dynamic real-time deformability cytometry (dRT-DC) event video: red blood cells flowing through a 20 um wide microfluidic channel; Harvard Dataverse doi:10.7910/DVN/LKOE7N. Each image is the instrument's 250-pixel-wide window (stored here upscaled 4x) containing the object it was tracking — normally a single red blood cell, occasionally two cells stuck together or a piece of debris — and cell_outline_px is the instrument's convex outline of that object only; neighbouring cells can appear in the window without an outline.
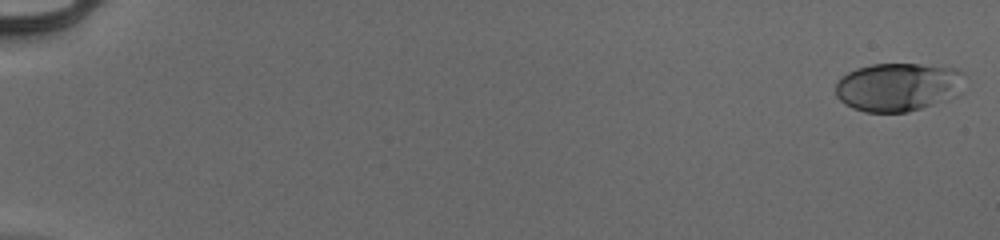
{"species": "human", "species_latin": "Homo sapiens", "temperature_condition": "cold", "stored_images_in_passage": 54, "camera_frame_rate_fps": 3000, "um_per_image_px": 0.085, "donor": {"sex": "male"}, "frame": {"image": 1, "passage_image": 1, "time_ms": 0.0, "image_size_px": [1000, 240], "cell_outline_px": [[964, 72], [956, 96], [908, 112], [864, 112], [852, 108], [844, 104], [836, 96], [836, 84], [840, 76], [856, 68], [872, 64], [920, 64], [960, 68]], "centroid_in_image_um": [76.29, 7.38], "position_along_channel_um": 8.7, "area_um2": 36.41}}
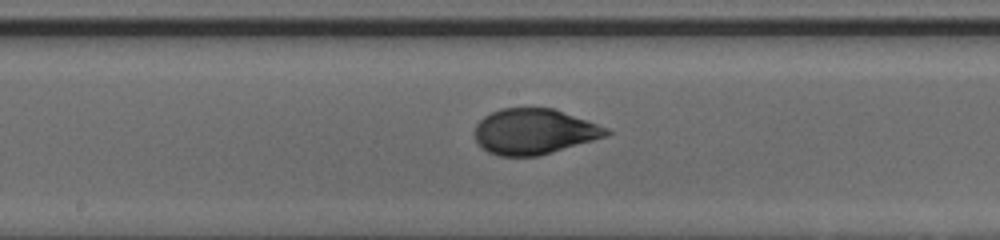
{"frame": {"image": 2, "passage_image": 31, "time_ms": 10.0, "image_size_px": [1000, 240], "cell_outline_px": [[612, 132], [608, 136], [540, 156], [500, 156], [488, 152], [476, 140], [472, 132], [476, 124], [484, 116], [500, 108], [552, 108], [608, 128]], "centroid_in_image_um": [45.38, 11.19], "position_along_channel_um": 202.8, "area_um2": 34.97}}
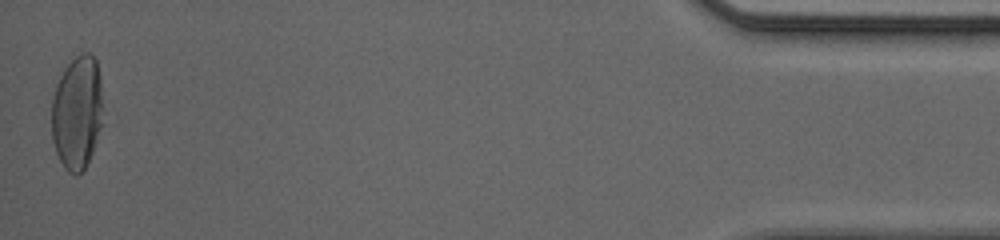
{"frame": {"image": 3, "passage_image": 54, "time_ms": 17.667, "image_size_px": [1000, 240], "cell_outline_px": [[100, 128], [92, 152], [84, 168], [76, 176], [72, 176], [64, 168], [56, 152], [52, 140], [52, 100], [56, 84], [64, 68], [80, 52], [88, 52], [96, 60], [100, 76]], "centroid_in_image_um": [6.51, 9.57], "position_along_channel_um": 428.7, "area_um2": 33.58}, "authors_computed_cell_mechanics": {"area_um2": 34.5644, "velocity_mm_per_s": 3.961, "shape_relaxation_time_tau1_ms": 4.2827, "shape_relaxation_time_tau2_ms": null, "deformation_change_tau1": 0.1728, "deformation_change_tau2": null}}